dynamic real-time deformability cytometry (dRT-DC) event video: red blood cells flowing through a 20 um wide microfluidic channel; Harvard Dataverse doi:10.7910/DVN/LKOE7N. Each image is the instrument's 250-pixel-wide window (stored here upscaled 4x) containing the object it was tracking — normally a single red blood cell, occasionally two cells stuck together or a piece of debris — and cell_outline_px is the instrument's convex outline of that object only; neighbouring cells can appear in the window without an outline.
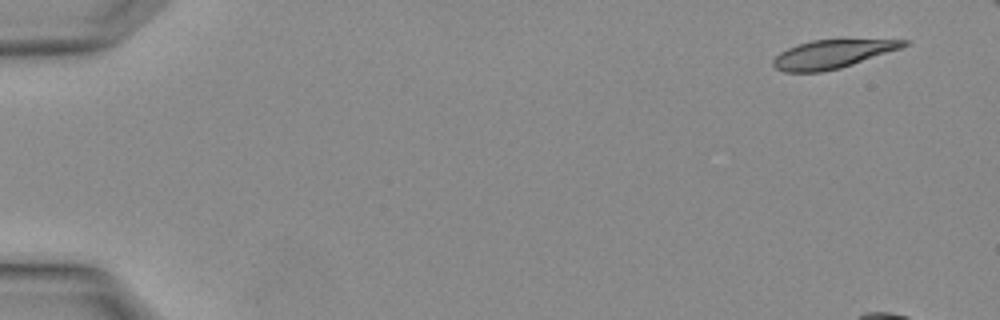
{"species": "Egyptian fruit bat (a non-hibernating species)", "species_latin": "Rousettus aegyptiacus", "temperature_condition": "warm", "stored_images_in_passage": 4, "camera_frame_rate_fps": 3000, "um_per_image_px": 0.085, "animal": {"sex": "female"}, "frame": {"image": 1, "passage_image": 1, "time_ms": 0.0, "image_size_px": [1000, 320], "cell_outline_px": [[912, 40], [908, 44], [900, 48], [840, 68], [820, 72], [784, 72], [776, 68], [772, 64], [772, 60], [780, 52], [788, 48], [812, 40]], "centroid_in_image_um": [70.7, 4.61], "position_along_channel_um": 14.3, "area_um2": 21.15}}